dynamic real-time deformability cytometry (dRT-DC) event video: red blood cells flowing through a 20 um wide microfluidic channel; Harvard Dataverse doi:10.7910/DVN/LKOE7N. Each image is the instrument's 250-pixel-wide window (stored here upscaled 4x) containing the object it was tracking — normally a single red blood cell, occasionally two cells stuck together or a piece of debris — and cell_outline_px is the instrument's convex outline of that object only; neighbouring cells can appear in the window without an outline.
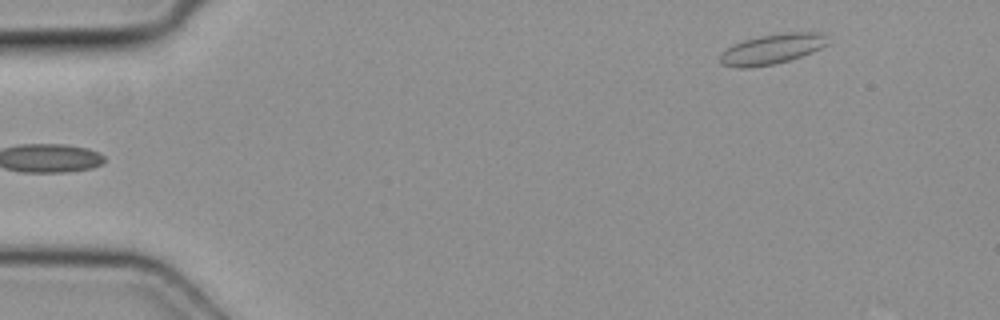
{"species": "common noctule bat (a hibernating species)", "species_latin": "Nyctalus noctula", "temperature_condition": "cold", "stored_images_in_passage": 4, "camera_frame_rate_fps": 3000, "um_per_image_px": 0.085, "animal": {"sex": "female", "body_mass_g": 19.3, "forearm_length_mm": 54.1}, "frame": {"image": 1, "passage_image": 4, "time_ms": 1.0, "image_size_px": [1000, 320], "cell_outline_px": [[828, 44], [812, 52], [776, 64], [748, 68], [736, 68], [720, 64], [720, 52], [744, 40], [760, 36], [784, 32], [820, 32], [824, 36]], "centroid_in_image_um": [65.58, 4.18], "position_along_channel_um": 19.4, "area_um2": 18.79}}